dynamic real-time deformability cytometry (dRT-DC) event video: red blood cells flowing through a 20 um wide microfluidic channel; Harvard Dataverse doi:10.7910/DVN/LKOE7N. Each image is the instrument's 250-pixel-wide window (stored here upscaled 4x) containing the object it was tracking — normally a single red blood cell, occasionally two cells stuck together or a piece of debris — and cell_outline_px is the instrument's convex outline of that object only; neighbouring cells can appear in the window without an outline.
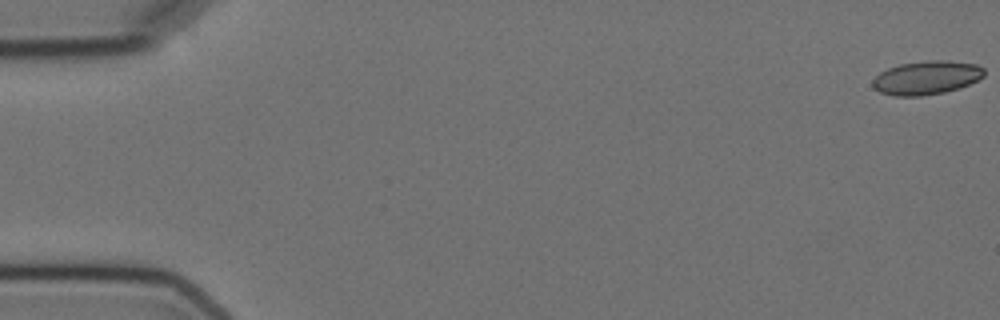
{"species": "Egyptian fruit bat (a non-hibernating species)", "species_latin": "Rousettus aegyptiacus", "temperature_condition": "cold", "stored_images_in_passage": 7, "camera_frame_rate_fps": 3000, "um_per_image_px": 0.085, "animal": {"sex": "female"}, "frame": {"image": 1, "passage_image": 1, "time_ms": 0.0, "image_size_px": [1000, 320], "cell_outline_px": [[984, 76], [960, 88], [944, 92], [920, 96], [896, 96], [880, 92], [872, 88], [872, 80], [880, 72], [888, 68], [900, 64], [924, 60], [948, 60], [976, 64], [984, 68]], "centroid_in_image_um": [78.73, 6.6], "position_along_channel_um": 6.3, "area_um2": 21.96}}
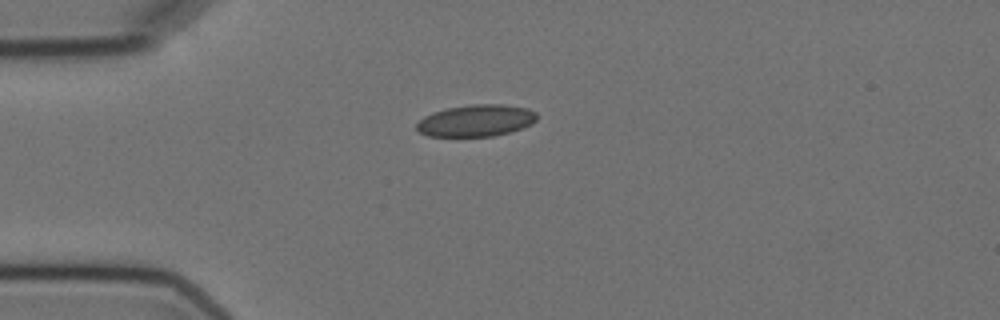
{"frame": {"image": 2, "passage_image": 5, "time_ms": 4.667, "image_size_px": [1000, 320], "cell_outline_px": [[536, 120], [532, 124], [508, 132], [492, 136], [428, 136], [420, 132], [416, 128], [416, 124], [424, 116], [432, 112], [448, 108], [472, 104], [504, 104], [528, 108], [536, 112]], "centroid_in_image_um": [40.46, 10.24], "position_along_channel_um": 44.5, "area_um2": 22.2}}
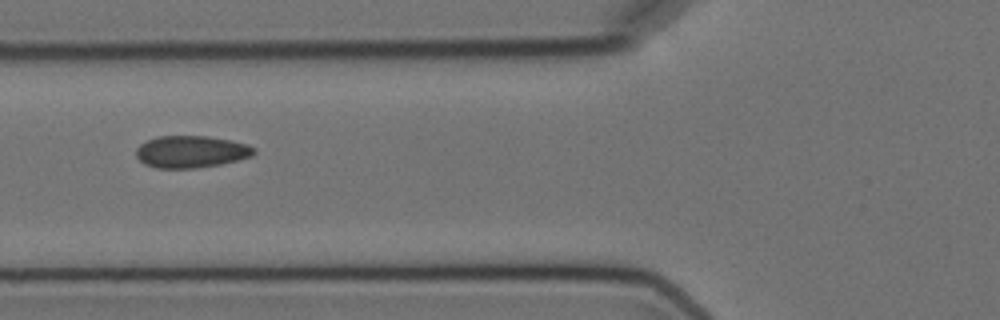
{"frame": {"image": 3, "passage_image": 7, "time_ms": 7.0, "image_size_px": [1000, 320], "cell_outline_px": [[256, 152], [252, 156], [220, 164], [196, 168], [156, 168], [144, 164], [136, 156], [136, 148], [140, 144], [156, 136], [208, 136], [232, 140], [248, 144], [256, 148]], "centroid_in_image_um": [16.25, 12.89], "position_along_channel_um": 109.5, "area_um2": 22.14}}